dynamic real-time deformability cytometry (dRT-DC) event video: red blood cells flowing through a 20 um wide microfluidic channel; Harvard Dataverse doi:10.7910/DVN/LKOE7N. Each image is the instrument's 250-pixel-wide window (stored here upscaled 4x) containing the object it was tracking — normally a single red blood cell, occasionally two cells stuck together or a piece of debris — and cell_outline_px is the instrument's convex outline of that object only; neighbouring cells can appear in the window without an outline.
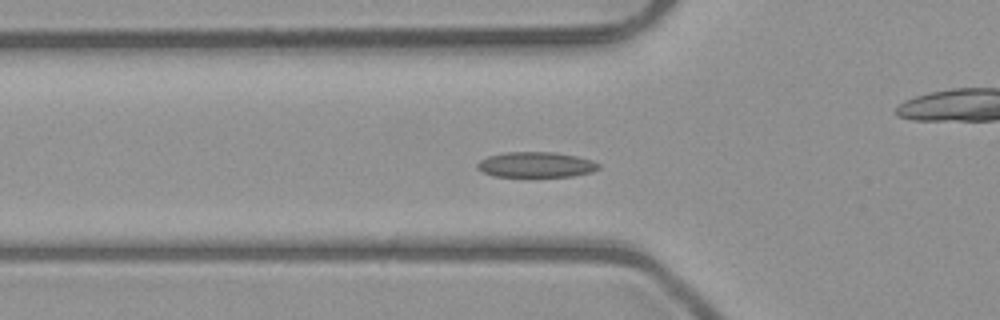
{"species": "common noctule bat (a hibernating species)", "species_latin": "Nyctalus noctula", "temperature_condition": "room temperature", "stored_images_in_passage": 53, "camera_frame_rate_fps": 3000, "um_per_image_px": 0.085, "animal": {"sex": "male", "body_mass_g": 23.1, "forearm_length_mm": 52.7}, "frame": {"image": 1, "passage_image": 18, "time_ms": 5.667, "image_size_px": [1000, 320], "cell_outline_px": [[600, 168], [592, 172], [572, 176], [492, 176], [476, 168], [476, 164], [480, 160], [488, 156], [504, 152], [556, 152], [576, 156], [592, 160], [600, 164]], "centroid_in_image_um": [45.56, 13.99], "position_along_channel_um": 80.2, "area_um2": 17.98}}
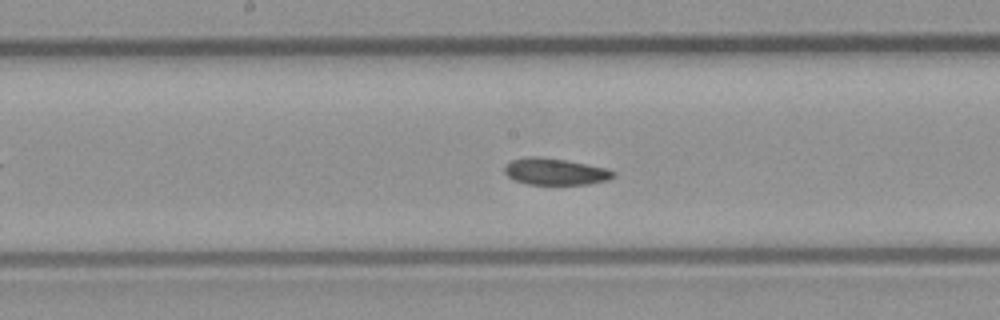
{"frame": {"image": 2, "passage_image": 27, "time_ms": 8.667, "image_size_px": [1000, 320], "cell_outline_px": [[616, 172], [608, 180], [588, 184], [528, 184], [516, 180], [508, 176], [504, 172], [504, 164], [512, 160], [528, 156], [536, 156], [564, 160], [608, 168]], "centroid_in_image_um": [47.17, 14.58], "position_along_channel_um": 201.0, "area_um2": 16.76}}
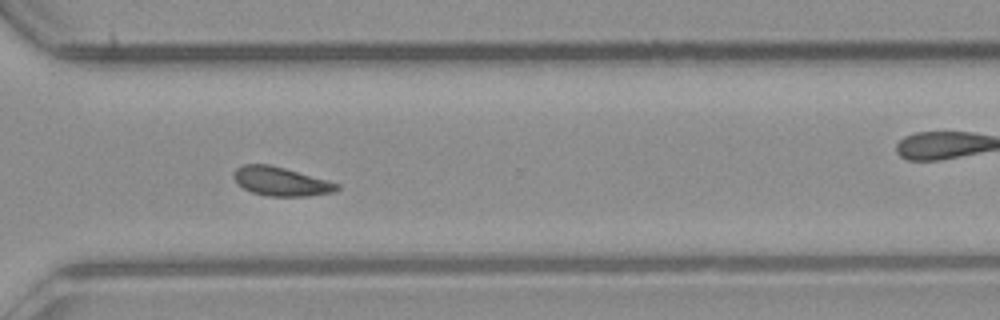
{"frame": {"image": 3, "passage_image": 38, "time_ms": 12.333, "image_size_px": [1000, 320], "cell_outline_px": [[340, 188], [336, 192], [308, 196], [268, 196], [252, 192], [236, 184], [232, 176], [232, 172], [236, 168], [244, 164], [268, 164], [284, 168], [328, 180], [340, 184]], "centroid_in_image_um": [23.87, 15.42], "position_along_channel_um": 346.7, "area_um2": 17.51}, "authors_computed_cell_mechanics": {"area_um2": 17.5134, "velocity_mm_per_s": 3.9879, "shape_relaxation_time_tau1_ms": 5.2035, "shape_relaxation_time_tau2_ms": null, "deformation_change_tau1": 0.0944, "deformation_change_tau2": null}}